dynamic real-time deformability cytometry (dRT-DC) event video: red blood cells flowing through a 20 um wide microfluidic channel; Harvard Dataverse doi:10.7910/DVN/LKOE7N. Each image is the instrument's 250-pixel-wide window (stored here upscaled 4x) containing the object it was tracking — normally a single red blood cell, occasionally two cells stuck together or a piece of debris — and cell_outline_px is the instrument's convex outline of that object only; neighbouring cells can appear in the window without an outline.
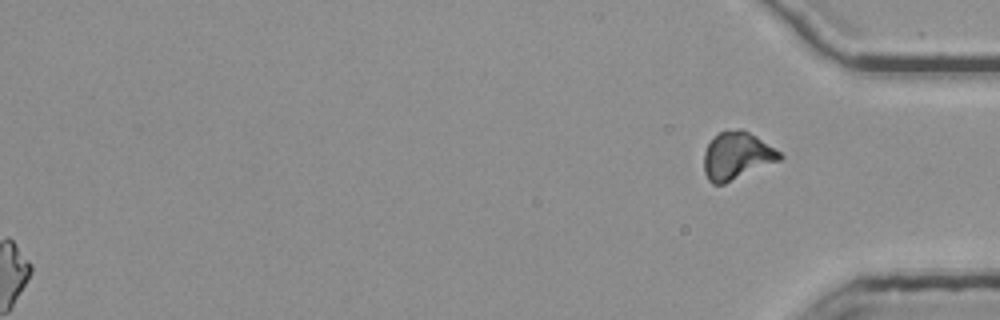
{"species": "common noctule bat (a hibernating species)", "species_latin": "Nyctalus noctula", "temperature_condition": "room temperature", "stored_images_in_passage": 55, "segment_of_instrument_passage": [2, 2], "camera_frame_rate_fps": 3000, "um_per_image_px": 0.085, "animal": {"sex": "female", "body_mass_g": 25.1}, "frame": {"image": 1, "passage_image": 55, "time_ms": 18.0, "image_size_px": [1000, 320], "cell_outline_px": [[784, 156], [780, 160], [724, 184], [712, 184], [708, 180], [704, 172], [704, 152], [708, 144], [720, 132], [736, 128], [744, 128], [780, 152]], "centroid_in_image_um": [62.62, 13.24], "position_along_channel_um": 372.6, "area_um2": 20.92}}